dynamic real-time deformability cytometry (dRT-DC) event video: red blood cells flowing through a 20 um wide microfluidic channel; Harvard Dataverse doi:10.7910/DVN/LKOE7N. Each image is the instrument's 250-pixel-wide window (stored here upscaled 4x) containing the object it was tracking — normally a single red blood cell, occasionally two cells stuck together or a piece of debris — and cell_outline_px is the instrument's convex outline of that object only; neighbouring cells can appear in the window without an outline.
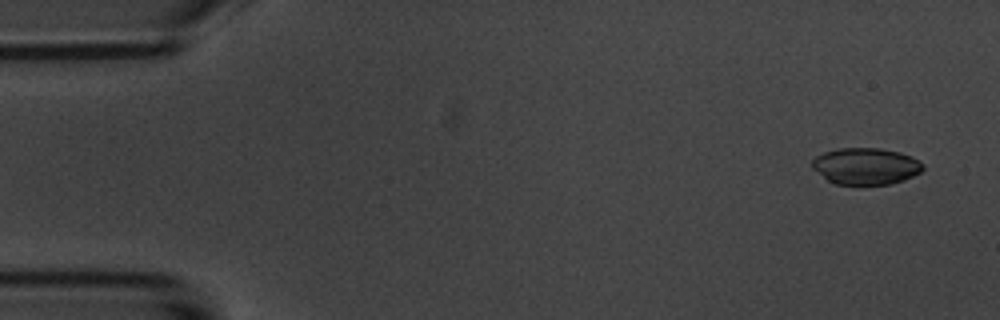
{"species": "common noctule bat (a hibernating species)", "species_latin": "Nyctalus noctula", "temperature_condition": "room temperature", "stored_images_in_passage": 4, "camera_frame_rate_fps": 3000, "um_per_image_px": 0.085, "animal": {"sex": "male", "body_mass_g": 20.1, "forearm_length_mm": 53.5}, "frame": {"image": 1, "passage_image": 1, "time_ms": 0.0, "image_size_px": [1000, 320], "cell_outline_px": [[924, 168], [920, 172], [904, 180], [892, 184], [860, 188], [856, 188], [836, 184], [828, 180], [812, 168], [812, 160], [816, 156], [824, 152], [840, 148], [880, 148], [900, 152], [912, 156], [924, 164]], "centroid_in_image_um": [73.6, 14.17], "position_along_channel_um": 11.4, "area_um2": 24.51}}